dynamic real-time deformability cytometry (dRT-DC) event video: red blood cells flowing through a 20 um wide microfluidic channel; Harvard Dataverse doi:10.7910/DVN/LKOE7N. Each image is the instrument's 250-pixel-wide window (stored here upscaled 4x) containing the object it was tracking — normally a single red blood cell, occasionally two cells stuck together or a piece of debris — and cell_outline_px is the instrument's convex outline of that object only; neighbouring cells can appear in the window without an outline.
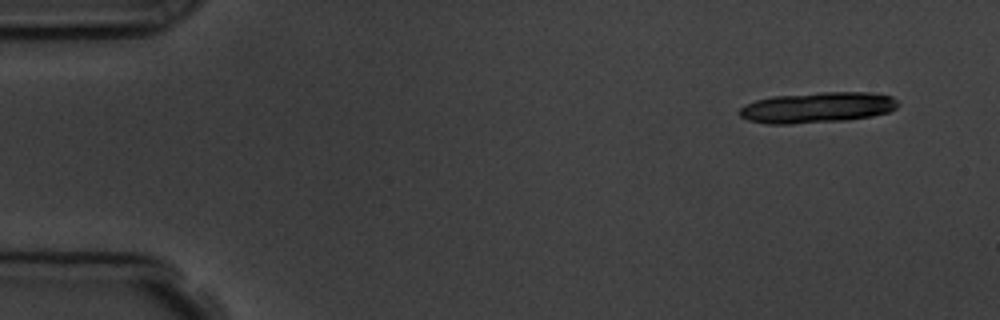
{"species": "common noctule bat (a hibernating species)", "species_latin": "Nyctalus noctula", "temperature_condition": "room temperature", "stored_images_in_passage": 5, "camera_frame_rate_fps": 3000, "um_per_image_px": 0.085, "animal": {"sex": "male", "body_mass_g": 19.5, "forearm_length_mm": 54.6}, "frame": {"image": 1, "passage_image": 1, "time_ms": 0.0, "image_size_px": [1000, 320], "cell_outline_px": [[900, 104], [896, 108], [888, 112], [872, 116], [844, 120], [792, 124], [768, 124], [748, 120], [740, 116], [736, 112], [744, 104], [756, 100], [772, 96], [820, 92], [872, 92], [892, 96]], "centroid_in_image_um": [69.44, 9.13], "position_along_channel_um": 15.6, "area_um2": 28.61}}
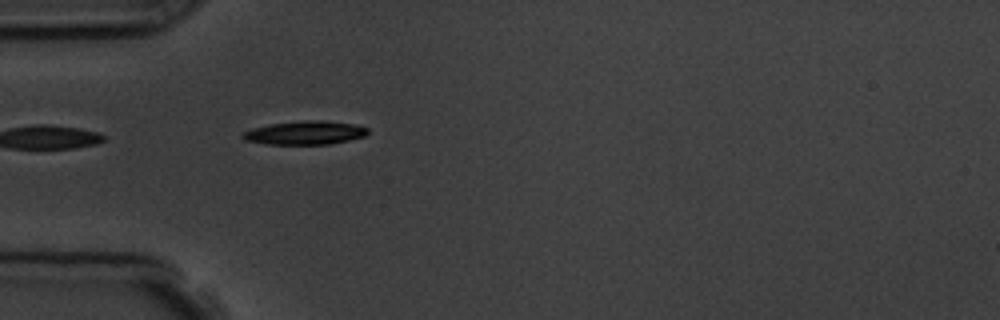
{"frame": {"image": 2, "passage_image": 5, "time_ms": 4.333, "image_size_px": [1000, 320], "cell_outline_px": [[368, 132], [364, 136], [348, 140], [328, 144], [268, 144], [244, 140], [240, 136], [244, 132], [252, 128], [272, 124], [304, 120], [324, 120], [356, 124], [368, 128]], "centroid_in_image_um": [25.93, 11.28], "position_along_channel_um": 59.1, "area_um2": 17.11}}